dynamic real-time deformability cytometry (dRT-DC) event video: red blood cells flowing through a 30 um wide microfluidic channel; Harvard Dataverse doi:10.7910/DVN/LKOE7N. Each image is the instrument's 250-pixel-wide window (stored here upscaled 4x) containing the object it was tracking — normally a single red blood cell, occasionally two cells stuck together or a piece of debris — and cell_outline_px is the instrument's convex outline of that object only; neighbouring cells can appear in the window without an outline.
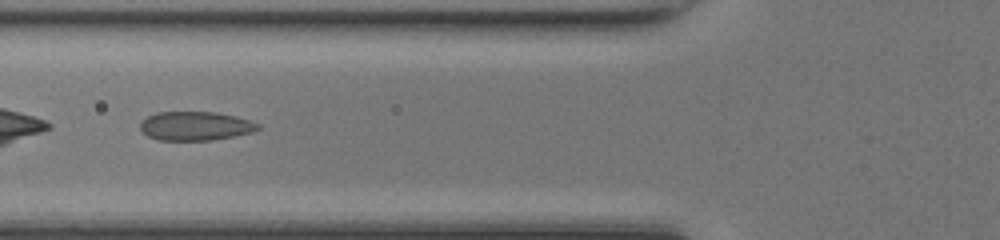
{"species": "common noctule bat (a hibernating species)", "species_latin": "Nyctalus noctula", "temperature_condition": "room temperature", "stored_images_in_passage": 30, "camera_frame_rate_fps": 3000, "um_per_image_px": 0.085, "animal": {"sex": "female", "body_mass_g": 17.0, "forearm_length_mm": 48.0}, "frame": {"image": 1, "passage_image": 5, "time_ms": 1.333, "image_size_px": [1000, 240], "cell_outline_px": [[260, 128], [252, 132], [212, 140], [156, 140], [148, 136], [140, 128], [140, 124], [148, 116], [156, 112], [216, 112], [236, 116], [260, 124]], "centroid_in_image_um": [16.61, 10.7], "position_along_channel_um": 109.2, "area_um2": 19.71}, "authors_computed_cell_mechanics": {"area_um2": 20.0566, "velocity_mm_per_s": 4.2, "shape_relaxation_time_tau1_ms": 6.9048, "shape_relaxation_time_tau2_ms": 1.2317, "deformation_change_tau1": 0.1481, "deformation_change_tau2": 0.0714}}